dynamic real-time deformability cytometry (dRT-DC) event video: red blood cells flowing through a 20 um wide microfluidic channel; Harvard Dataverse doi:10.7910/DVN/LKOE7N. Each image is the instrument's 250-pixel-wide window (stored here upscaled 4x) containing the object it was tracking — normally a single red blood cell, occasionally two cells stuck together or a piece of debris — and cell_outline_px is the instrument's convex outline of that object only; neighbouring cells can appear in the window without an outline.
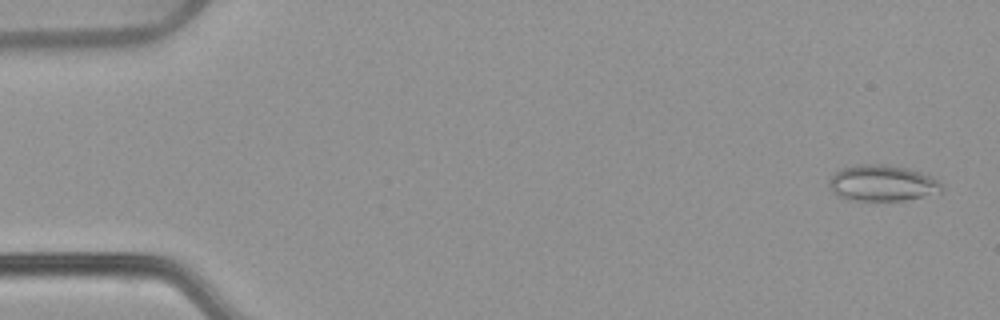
{"species": "common noctule bat (a hibernating species)", "species_latin": "Nyctalus noctula", "temperature_condition": "warm", "stored_images_in_passage": 52, "camera_frame_rate_fps": 3000, "um_per_image_px": 0.085, "animal": {"sex": "female", "body_mass_g": 22.7, "forearm_length_mm": 54.2}, "frame": {"image": 1, "passage_image": 1, "time_ms": 0.0, "image_size_px": [1000, 320], "cell_outline_px": [[944, 188], [940, 192], [904, 200], [856, 200], [836, 196], [832, 192], [828, 184], [828, 180], [836, 172], [844, 168], [856, 164], [888, 164], [908, 168], [932, 176], [944, 184]], "centroid_in_image_um": [75.0, 15.55], "position_along_channel_um": 10.0, "area_um2": 23.76}}
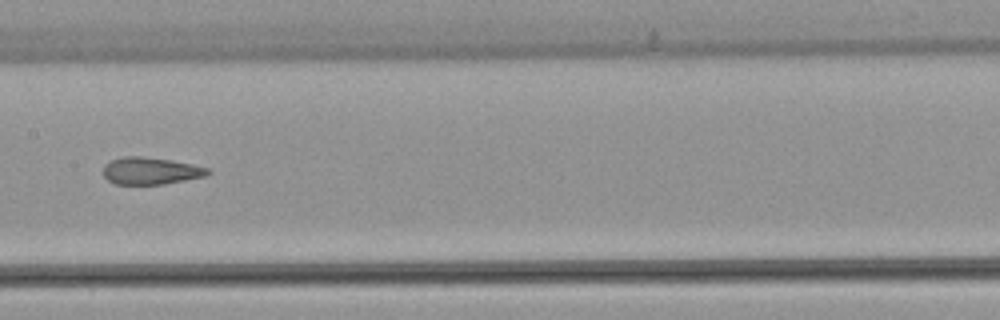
{"frame": {"image": 2, "passage_image": 26, "time_ms": 8.333, "image_size_px": [1000, 320], "cell_outline_px": [[212, 172], [204, 176], [164, 184], [116, 184], [108, 180], [104, 176], [104, 164], [112, 160], [124, 156], [144, 156], [172, 160], [192, 164], [208, 168]], "centroid_in_image_um": [12.8, 14.51], "position_along_channel_um": 194.6, "area_um2": 16.47}}
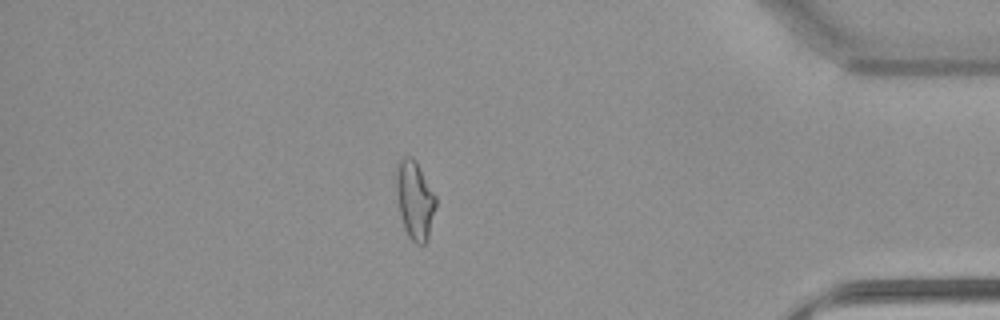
{"frame": {"image": 3, "passage_image": 45, "time_ms": 14.667, "image_size_px": [1000, 320], "cell_outline_px": [[436, 204], [428, 236], [424, 244], [416, 244], [408, 236], [404, 228], [400, 212], [396, 188], [396, 164], [404, 156], [412, 156], [416, 160], [436, 196]], "centroid_in_image_um": [35.25, 16.96], "position_along_channel_um": 400.0, "area_um2": 17.92}, "authors_computed_cell_mechanics": {"area_um2": 17.9469, "velocity_mm_per_s": 3.838, "shape_relaxation_time_tau1_ms": null, "shape_relaxation_time_tau2_ms": 1.4017, "deformation_change_tau1": null, "deformation_change_tau2": 0.0942}}